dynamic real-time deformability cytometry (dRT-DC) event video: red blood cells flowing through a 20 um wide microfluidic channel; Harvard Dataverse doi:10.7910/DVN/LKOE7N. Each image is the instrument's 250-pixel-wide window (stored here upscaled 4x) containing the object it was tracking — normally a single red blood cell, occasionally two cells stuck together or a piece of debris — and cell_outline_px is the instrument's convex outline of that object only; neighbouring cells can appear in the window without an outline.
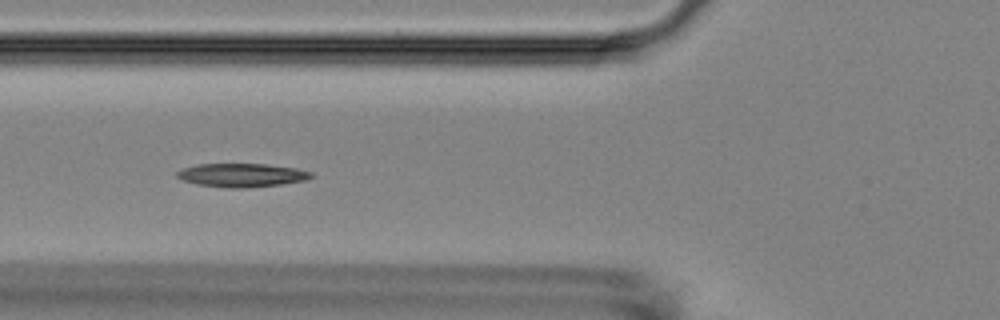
{"species": "Egyptian fruit bat (a non-hibernating species)", "species_latin": "Rousettus aegyptiacus", "temperature_condition": "room temperature", "stored_images_in_passage": 12, "camera_frame_rate_fps": 3000, "um_per_image_px": 0.085, "animal": {"sex": "female"}, "frame": {"image": 1, "passage_image": 6, "time_ms": 6.333, "image_size_px": [1000, 320], "cell_outline_px": [[316, 176], [308, 180], [280, 184], [244, 188], [228, 188], [196, 184], [184, 180], [176, 176], [176, 172], [184, 168], [196, 164], [264, 164], [296, 168], [312, 172]], "centroid_in_image_um": [20.59, 14.89], "position_along_channel_um": 105.2, "area_um2": 18.44}}
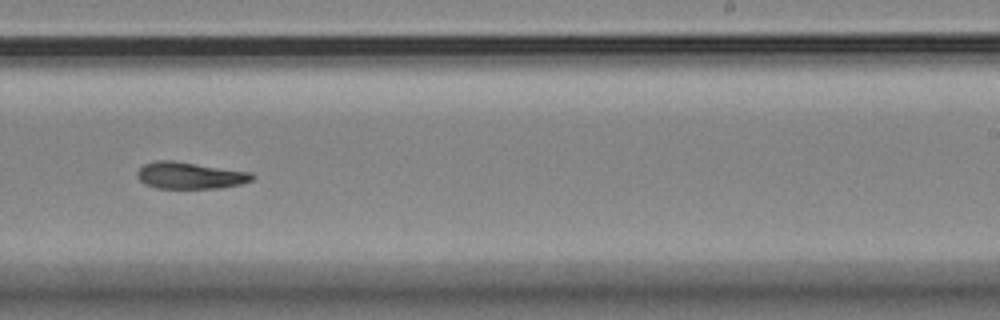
{"frame": {"image": 2, "passage_image": 10, "time_ms": 11.0, "image_size_px": [1000, 320], "cell_outline_px": [[256, 176], [252, 180], [240, 184], [220, 188], [156, 188], [144, 184], [136, 176], [136, 172], [144, 164], [156, 160], [176, 160], [252, 172]], "centroid_in_image_um": [16.15, 14.9], "position_along_channel_um": 272.9, "area_um2": 18.21}}
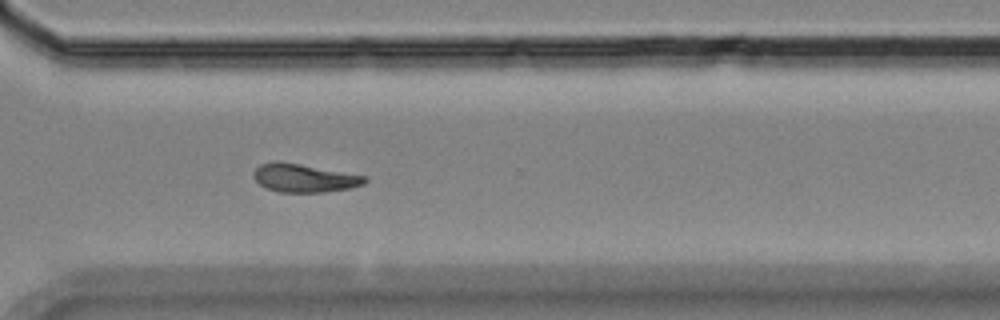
{"frame": {"image": 3, "passage_image": 12, "time_ms": 13.0, "image_size_px": [1000, 320], "cell_outline_px": [[368, 180], [364, 184], [348, 188], [324, 192], [280, 192], [268, 188], [260, 184], [252, 176], [252, 172], [260, 164], [276, 160], [300, 164], [368, 176]], "centroid_in_image_um": [25.85, 15.12], "position_along_channel_um": 344.8, "area_um2": 18.32}}